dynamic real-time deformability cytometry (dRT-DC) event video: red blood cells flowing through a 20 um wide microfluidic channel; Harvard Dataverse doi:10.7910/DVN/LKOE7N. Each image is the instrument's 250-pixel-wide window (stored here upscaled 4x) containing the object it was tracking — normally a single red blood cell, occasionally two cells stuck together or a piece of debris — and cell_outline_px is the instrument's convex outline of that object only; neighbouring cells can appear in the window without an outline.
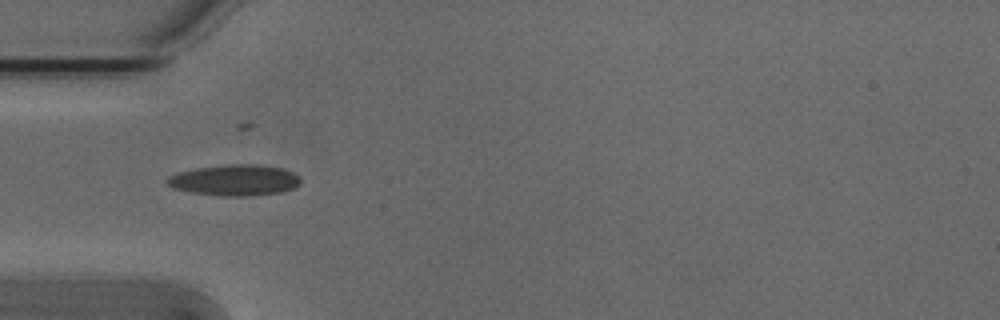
{"species": "Egyptian fruit bat (a non-hibernating species)", "species_latin": "Rousettus aegyptiacus", "temperature_condition": "cold", "stored_images_in_passage": 31, "camera_frame_rate_fps": 3000, "um_per_image_px": 0.085, "animal": {"sex": "male"}, "frame": {"image": 1, "passage_image": 1, "time_ms": 0.0, "image_size_px": [1000, 320], "cell_outline_px": [[300, 184], [292, 188], [280, 192], [248, 196], [220, 196], [188, 192], [172, 188], [164, 180], [180, 172], [196, 168], [232, 164], [256, 164], [280, 168], [292, 172], [300, 176]], "centroid_in_image_um": [19.94, 15.32], "position_along_channel_um": 65.1, "area_um2": 23.99}}
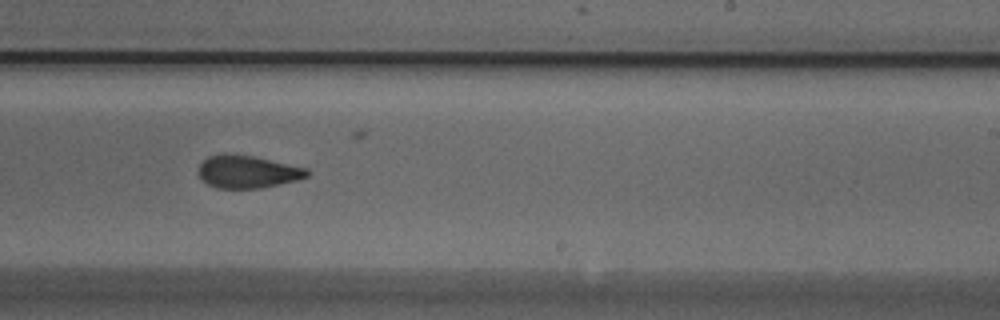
{"frame": {"image": 2, "passage_image": 17, "time_ms": 5.333, "image_size_px": [1000, 320], "cell_outline_px": [[308, 176], [296, 180], [260, 188], [216, 188], [208, 184], [196, 172], [200, 164], [208, 156], [224, 152], [228, 152], [252, 156], [308, 168]], "centroid_in_image_um": [20.99, 14.58], "position_along_channel_um": 268.0, "area_um2": 20.69}}
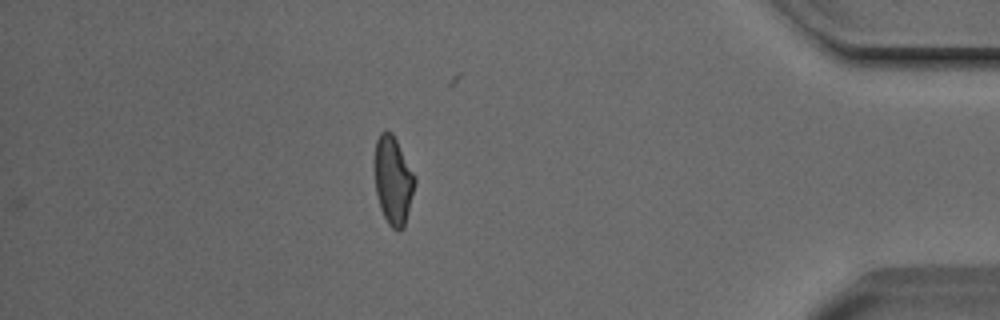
{"frame": {"image": 3, "passage_image": 31, "time_ms": 10.0, "image_size_px": [1000, 320], "cell_outline_px": [[416, 180], [404, 228], [400, 232], [396, 232], [388, 224], [380, 208], [376, 192], [376, 140], [380, 132], [384, 128], [392, 132], [416, 176]], "centroid_in_image_um": [33.44, 15.34], "position_along_channel_um": 401.8, "area_um2": 20.58}, "authors_computed_cell_mechanics": {"area_um2": 21.0392, "velocity_mm_per_s": 3.8141, "shape_relaxation_time_tau1_ms": 6.1429, "shape_relaxation_time_tau2_ms": 2.8113, "deformation_change_tau1": 0.1573, "deformation_change_tau2": 0.0961}}